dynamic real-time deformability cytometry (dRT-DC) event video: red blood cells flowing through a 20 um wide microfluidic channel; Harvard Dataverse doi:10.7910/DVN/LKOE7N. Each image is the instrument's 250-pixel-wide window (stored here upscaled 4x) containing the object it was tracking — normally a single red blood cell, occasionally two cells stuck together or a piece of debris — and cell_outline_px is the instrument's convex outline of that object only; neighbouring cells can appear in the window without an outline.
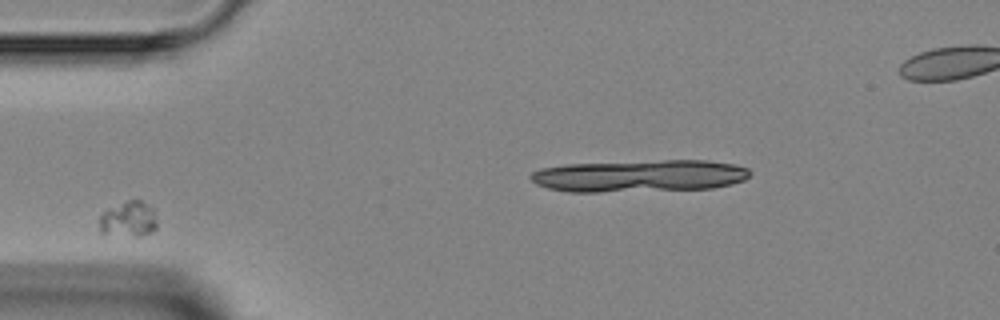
{"species": "Egyptian fruit bat (a non-hibernating species)", "species_latin": "Rousettus aegyptiacus", "temperature_condition": "room temperature", "stored_images_in_passage": 5, "segment_of_instrument_passage": [1, 2], "camera_frame_rate_fps": 3000, "um_per_image_px": 0.085, "animal": {"sex": "female"}, "frame": {"image": 1, "passage_image": 1, "time_ms": 0.0, "image_size_px": [1000, 320], "cell_outline_px": [[156, 228], [152, 232], [140, 236], [136, 236], [100, 232], [100, 216], [108, 208], [128, 200], [140, 200], [148, 204], [152, 208], [156, 220]], "centroid_in_image_um": [10.94, 18.61], "position_along_channel_um": 74.1, "area_um2": 11.73}}
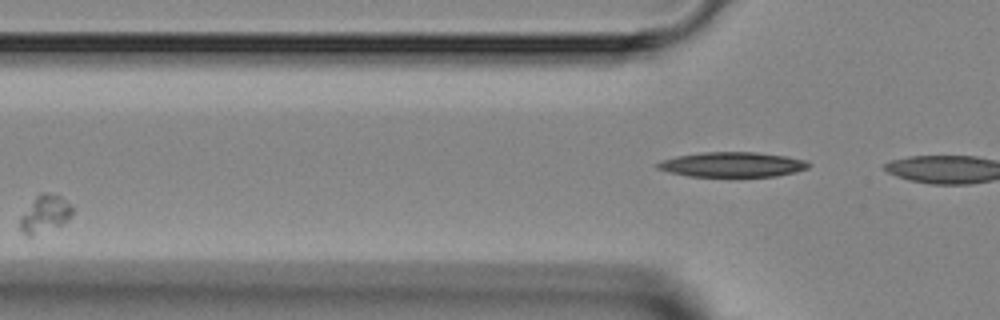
{"frame": {"image": 2, "passage_image": 2, "time_ms": 1.333, "image_size_px": [1000, 320], "cell_outline_px": [[72, 216], [68, 220], [60, 224], [32, 236], [28, 236], [20, 232], [20, 216], [36, 196], [40, 192], [48, 192], [60, 196], [72, 208]], "centroid_in_image_um": [3.78, 18.18], "position_along_channel_um": 122.0, "area_um2": 11.16}}
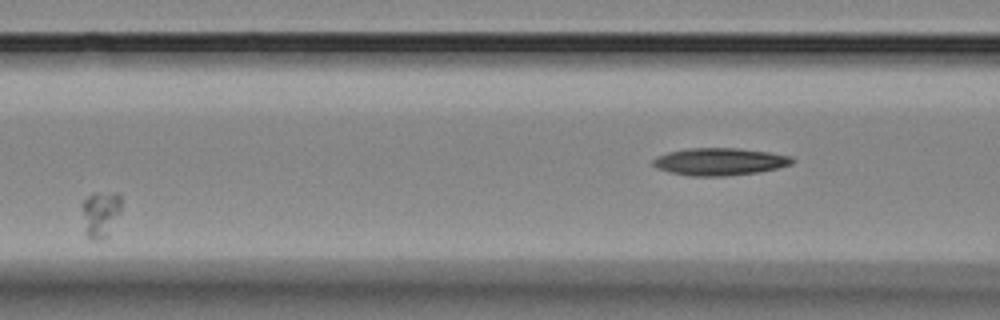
{"frame": {"image": 3, "passage_image": 3, "time_ms": 2.333, "image_size_px": [1000, 320], "cell_outline_px": [[120, 212], [108, 236], [100, 240], [92, 240], [84, 232], [80, 208], [80, 204], [92, 192], [120, 192]], "centroid_in_image_um": [8.5, 18.17], "position_along_channel_um": 158.1, "area_um2": 11.04}}